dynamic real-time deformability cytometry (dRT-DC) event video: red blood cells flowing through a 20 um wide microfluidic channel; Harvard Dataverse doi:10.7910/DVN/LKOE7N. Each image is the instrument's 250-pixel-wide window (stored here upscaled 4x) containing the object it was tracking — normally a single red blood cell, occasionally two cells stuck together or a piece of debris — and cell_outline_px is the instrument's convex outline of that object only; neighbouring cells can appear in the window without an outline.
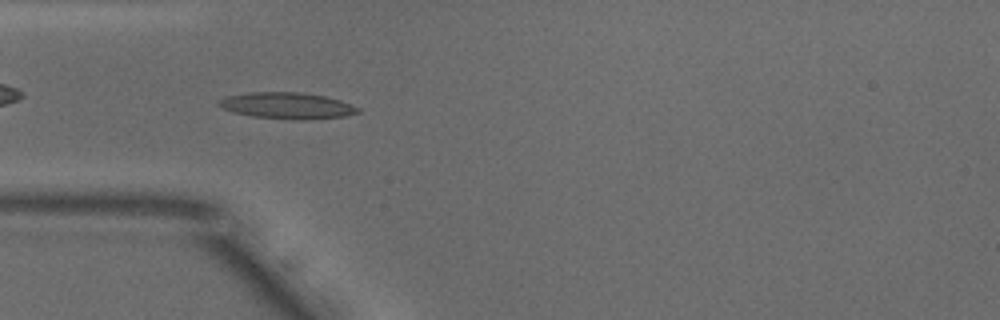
{"species": "common noctule bat (a hibernating species)", "species_latin": "Nyctalus noctula", "temperature_condition": "warm", "stored_images_in_passage": 41, "camera_frame_rate_fps": 3000, "um_per_image_px": 0.085, "animal": {"sex": "male", "body_mass_g": 18.8}, "frame": {"image": 1, "passage_image": 4, "time_ms": 1.0, "image_size_px": [1000, 320], "cell_outline_px": [[360, 112], [344, 116], [300, 120], [296, 120], [252, 116], [232, 112], [224, 108], [220, 104], [220, 100], [228, 96], [248, 92], [300, 92], [324, 96], [340, 100], [360, 108]], "centroid_in_image_um": [24.43, 8.98], "position_along_channel_um": 60.6, "area_um2": 21.1}}
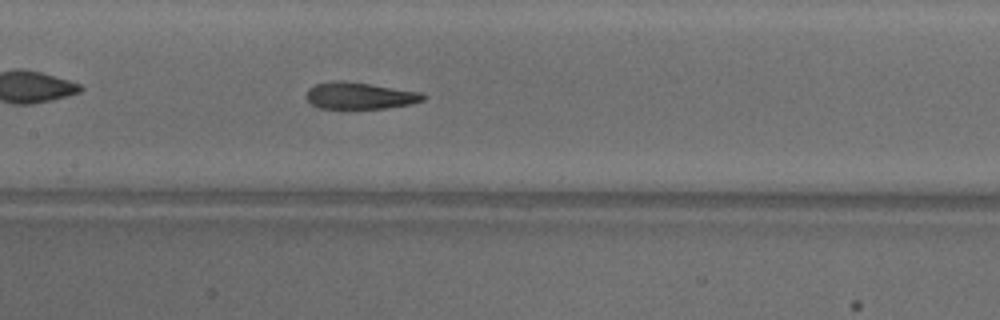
{"frame": {"image": 2, "passage_image": 13, "time_ms": 4.0, "image_size_px": [1000, 320], "cell_outline_px": [[424, 100], [412, 104], [388, 108], [320, 108], [312, 104], [308, 100], [308, 88], [316, 84], [372, 84], [420, 92], [424, 96]], "centroid_in_image_um": [30.68, 8.19], "position_along_channel_um": 176.7, "area_um2": 17.17}}
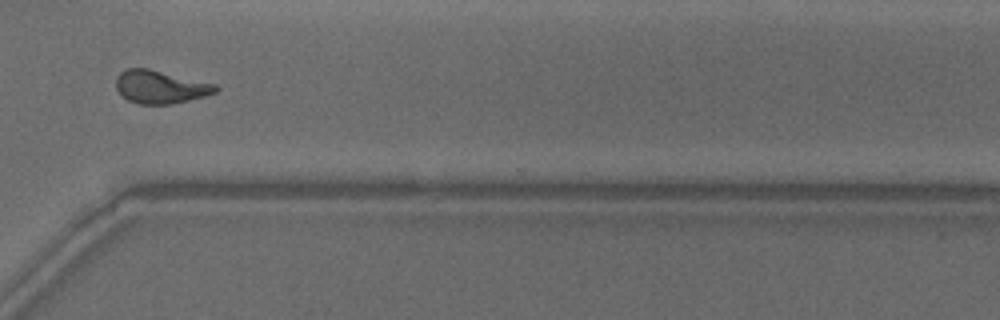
{"frame": {"image": 3, "passage_image": 27, "time_ms": 8.667, "image_size_px": [1000, 320], "cell_outline_px": [[220, 88], [216, 92], [204, 96], [172, 104], [140, 104], [128, 100], [116, 88], [116, 76], [120, 72], [128, 68], [148, 68], [216, 84]], "centroid_in_image_um": [13.63, 7.38], "position_along_channel_um": 357.0, "area_um2": 19.07}, "authors_computed_cell_mechanics": {"area_um2": 18.9584, "velocity_mm_per_s": 3.8688, "shape_relaxation_time_tau1_ms": null, "shape_relaxation_time_tau2_ms": 2.2506, "deformation_change_tau1": null, "deformation_change_tau2": 0.1027}}